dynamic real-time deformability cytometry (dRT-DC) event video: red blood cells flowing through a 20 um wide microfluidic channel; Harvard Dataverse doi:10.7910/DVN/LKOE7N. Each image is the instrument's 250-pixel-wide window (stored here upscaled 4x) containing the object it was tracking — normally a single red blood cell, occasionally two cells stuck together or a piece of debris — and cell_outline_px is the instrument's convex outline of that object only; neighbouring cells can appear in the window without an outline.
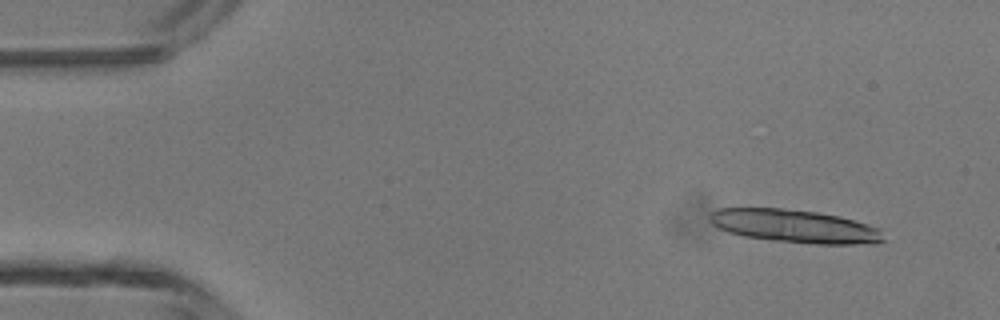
{"species": "common noctule bat (a hibernating species)", "species_latin": "Nyctalus noctula", "temperature_condition": "room temperature", "stored_images_in_passage": 47, "camera_frame_rate_fps": 3000, "um_per_image_px": 0.085, "animal": {"sex": "male", "body_mass_g": 13.3}, "frame": {"image": 1, "passage_image": 4, "time_ms": 1.0, "image_size_px": [1000, 320], "cell_outline_px": [[888, 240], [876, 244], [816, 244], [776, 240], [744, 236], [728, 232], [712, 224], [708, 220], [708, 212], [716, 208], [780, 208], [816, 212], [840, 216], [856, 220], [880, 228]], "centroid_in_image_um": [67.6, 19.22], "position_along_channel_um": 17.4, "area_um2": 33.93}}
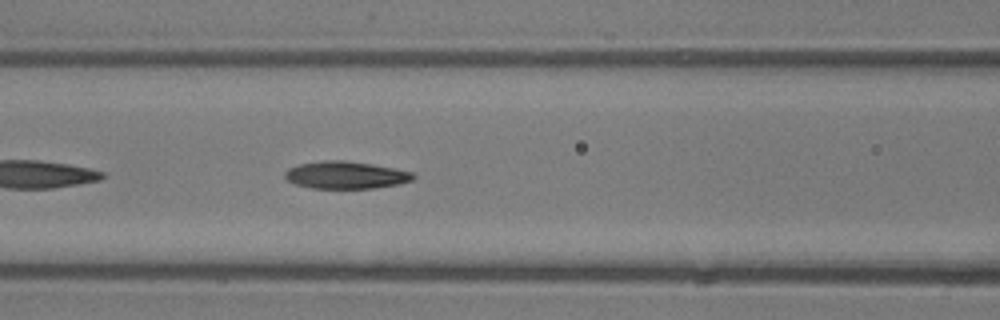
{"frame": {"image": 2, "passage_image": 20, "time_ms": 6.333, "image_size_px": [1000, 320], "cell_outline_px": [[416, 176], [412, 180], [400, 184], [372, 188], [312, 188], [296, 184], [288, 180], [284, 176], [284, 172], [288, 168], [300, 164], [324, 160], [344, 160], [372, 164], [412, 172]], "centroid_in_image_um": [29.38, 14.87], "position_along_channel_um": 137.2, "area_um2": 20.35}}
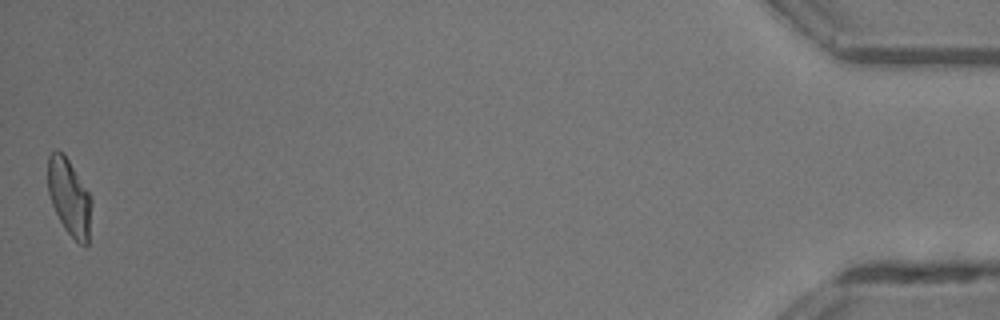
{"frame": {"image": 3, "passage_image": 47, "time_ms": 15.333, "image_size_px": [1000, 320], "cell_outline_px": [[92, 200], [88, 244], [84, 248], [64, 228], [52, 204], [48, 192], [48, 156], [56, 148], [64, 152], [88, 192]], "centroid_in_image_um": [5.89, 16.74], "position_along_channel_um": 429.3, "area_um2": 19.42}, "authors_computed_cell_mechanics": {"area_um2": 20.4612, "velocity_mm_per_s": 4.3663, "shape_relaxation_time_tau1_ms": 5.8938, "shape_relaxation_time_tau2_ms": 2.2601, "deformation_change_tau1": 0.2237, "deformation_change_tau2": 0.097}}